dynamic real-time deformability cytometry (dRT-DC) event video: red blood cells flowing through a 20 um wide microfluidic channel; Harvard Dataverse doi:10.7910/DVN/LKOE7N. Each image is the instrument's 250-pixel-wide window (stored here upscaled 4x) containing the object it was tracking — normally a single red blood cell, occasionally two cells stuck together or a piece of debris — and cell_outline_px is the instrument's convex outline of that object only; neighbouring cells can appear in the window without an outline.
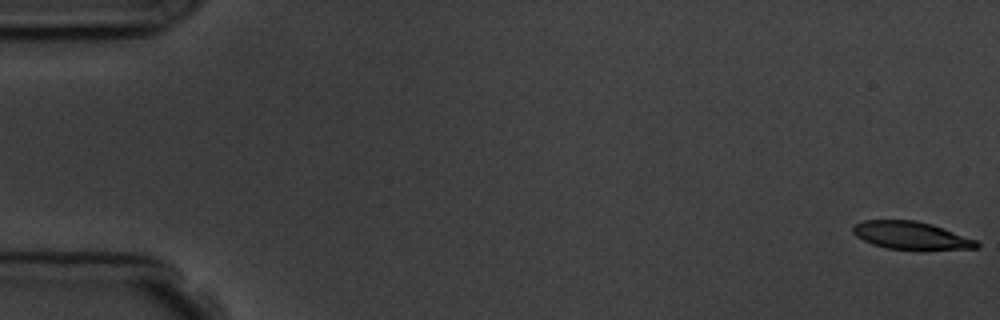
{"species": "common noctule bat (a hibernating species)", "species_latin": "Nyctalus noctula", "temperature_condition": "room temperature", "stored_images_in_passage": 6, "camera_frame_rate_fps": 3000, "um_per_image_px": 0.085, "animal": {"sex": "male", "body_mass_g": 19.5, "forearm_length_mm": 54.6}, "frame": {"image": 1, "passage_image": 1, "time_ms": 0.0, "image_size_px": [1000, 320], "cell_outline_px": [[980, 248], [888, 248], [872, 244], [856, 236], [852, 232], [852, 224], [864, 220], [912, 220], [932, 224], [976, 240], [980, 244]], "centroid_in_image_um": [77.37, 19.98], "position_along_channel_um": 7.6, "area_um2": 19.42}}